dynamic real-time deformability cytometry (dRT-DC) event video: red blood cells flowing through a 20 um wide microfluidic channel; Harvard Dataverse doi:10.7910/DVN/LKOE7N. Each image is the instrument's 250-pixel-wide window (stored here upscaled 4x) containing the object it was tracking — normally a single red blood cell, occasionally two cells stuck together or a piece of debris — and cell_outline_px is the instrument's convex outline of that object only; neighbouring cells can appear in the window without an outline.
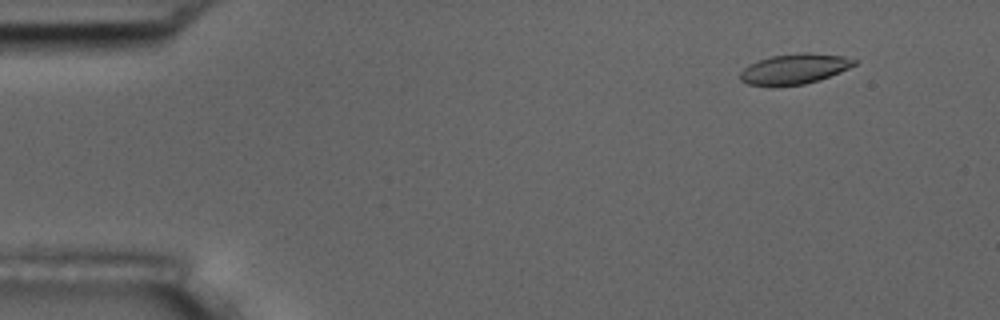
{"species": "common noctule bat (a hibernating species)", "species_latin": "Nyctalus noctula", "temperature_condition": "room temperature", "stored_images_in_passage": 3, "camera_frame_rate_fps": 3000, "um_per_image_px": 0.085, "animal": {"sex": "male", "body_mass_g": 17.5, "forearm_length_mm": 52.3}, "frame": {"image": 1, "passage_image": 3, "time_ms": 2.333, "image_size_px": [1000, 320], "cell_outline_px": [[856, 64], [840, 72], [820, 80], [804, 84], [772, 88], [748, 84], [740, 80], [740, 72], [748, 64], [772, 56], [804, 52], [812, 52], [844, 56], [856, 60]], "centroid_in_image_um": [67.5, 5.88], "position_along_channel_um": 17.5, "area_um2": 20.52}}